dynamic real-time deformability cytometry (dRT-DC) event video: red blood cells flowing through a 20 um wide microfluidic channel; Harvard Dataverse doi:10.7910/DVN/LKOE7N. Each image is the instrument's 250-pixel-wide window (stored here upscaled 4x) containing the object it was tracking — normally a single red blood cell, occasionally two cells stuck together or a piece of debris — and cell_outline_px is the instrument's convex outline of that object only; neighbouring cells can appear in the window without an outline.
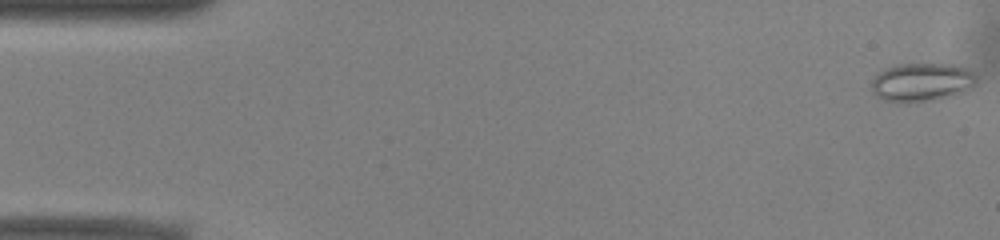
{"species": "common noctule bat (a hibernating species)", "species_latin": "Nyctalus noctula", "temperature_condition": "warm", "stored_images_in_passage": 52, "camera_frame_rate_fps": 3000, "um_per_image_px": 0.085, "animal": {"sex": "male", "body_mass_g": 13.0, "forearm_length_mm": 53.1}, "frame": {"image": 1, "passage_image": 1, "time_ms": 0.0, "image_size_px": [1000, 240], "cell_outline_px": [[976, 84], [952, 96], [908, 104], [884, 100], [876, 96], [872, 92], [872, 80], [884, 68], [892, 64], [952, 64], [968, 68], [976, 76]], "centroid_in_image_um": [78.31, 6.99], "position_along_channel_um": 6.7, "area_um2": 23.7}}
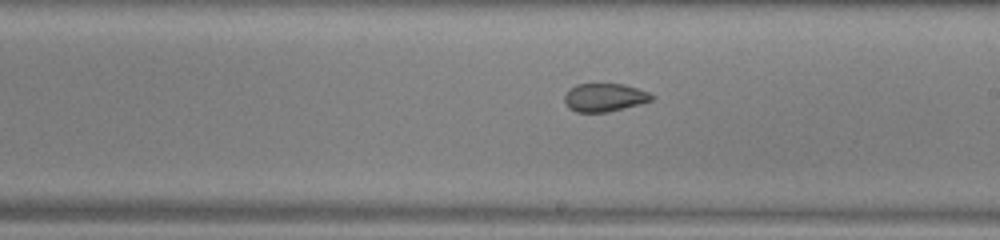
{"frame": {"image": 2, "passage_image": 29, "time_ms": 9.333, "image_size_px": [1000, 240], "cell_outline_px": [[656, 96], [652, 100], [640, 104], [608, 112], [576, 112], [568, 108], [564, 100], [564, 96], [568, 88], [576, 84], [624, 84], [648, 92]], "centroid_in_image_um": [51.36, 8.28], "position_along_channel_um": 237.6, "area_um2": 14.45}}
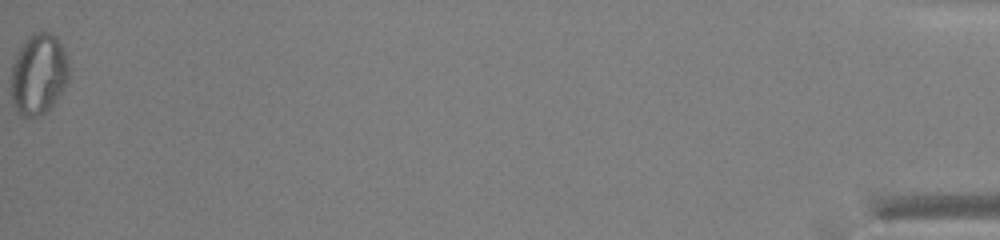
{"frame": {"image": 3, "passage_image": 52, "time_ms": 17.0, "image_size_px": [1000, 240], "cell_outline_px": [[68, 80], [52, 104], [44, 112], [36, 116], [20, 116], [12, 104], [12, 64], [24, 40], [32, 32], [48, 32], [56, 36], [68, 60]], "centroid_in_image_um": [3.26, 6.28], "position_along_channel_um": 431.9, "area_um2": 26.82}, "authors_computed_cell_mechanics": {"area_um2": 18.8428, "velocity_mm_per_s": 3.9556, "shape_relaxation_time_tau1_ms": null, "shape_relaxation_time_tau2_ms": 1.1804, "deformation_change_tau1": null, "deformation_change_tau2": 0.0586}}